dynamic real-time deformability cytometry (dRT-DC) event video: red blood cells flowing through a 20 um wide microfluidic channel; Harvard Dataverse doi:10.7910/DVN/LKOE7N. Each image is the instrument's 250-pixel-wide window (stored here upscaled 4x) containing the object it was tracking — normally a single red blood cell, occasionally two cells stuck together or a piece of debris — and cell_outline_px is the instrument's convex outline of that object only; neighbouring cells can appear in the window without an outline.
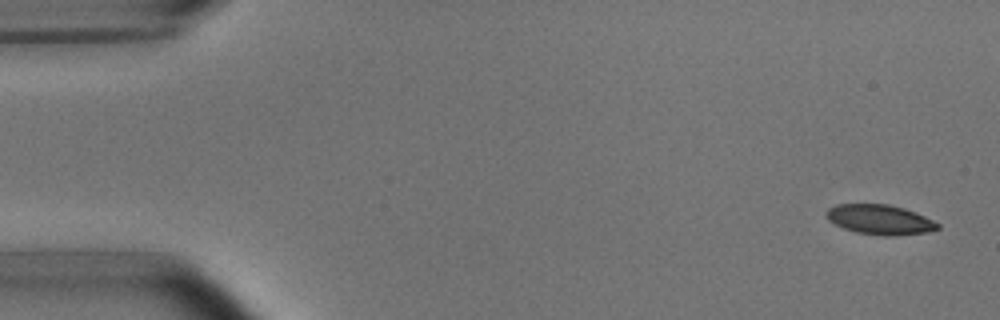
{"species": "common noctule bat (a hibernating species)", "species_latin": "Nyctalus noctula", "temperature_condition": "room temperature", "stored_images_in_passage": 6, "camera_frame_rate_fps": 3000, "um_per_image_px": 0.085, "animal": {"sex": "male", "body_mass_g": 15.6}, "frame": {"image": 1, "passage_image": 1, "time_ms": 0.0, "image_size_px": [1000, 320], "cell_outline_px": [[940, 228], [928, 232], [896, 236], [884, 236], [856, 232], [844, 228], [828, 220], [824, 212], [828, 208], [836, 204], [888, 204], [904, 208], [916, 212], [940, 224]], "centroid_in_image_um": [74.79, 18.66], "position_along_channel_um": 10.2, "area_um2": 19.48}}
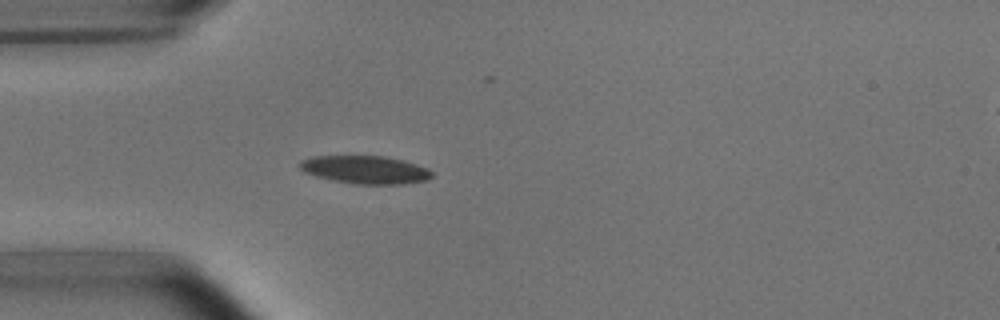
{"frame": {"image": 2, "passage_image": 5, "time_ms": 4.333, "image_size_px": [1000, 320], "cell_outline_px": [[432, 176], [428, 180], [404, 184], [356, 184], [332, 180], [316, 176], [304, 172], [296, 164], [300, 160], [312, 156], [384, 156], [404, 160], [428, 168], [432, 172]], "centroid_in_image_um": [31.03, 14.42], "position_along_channel_um": 54.0, "area_um2": 21.73}}